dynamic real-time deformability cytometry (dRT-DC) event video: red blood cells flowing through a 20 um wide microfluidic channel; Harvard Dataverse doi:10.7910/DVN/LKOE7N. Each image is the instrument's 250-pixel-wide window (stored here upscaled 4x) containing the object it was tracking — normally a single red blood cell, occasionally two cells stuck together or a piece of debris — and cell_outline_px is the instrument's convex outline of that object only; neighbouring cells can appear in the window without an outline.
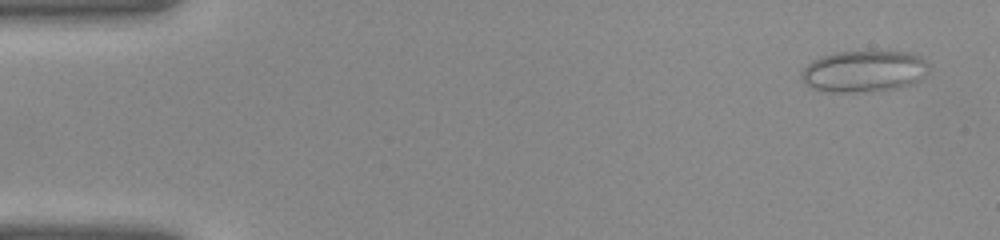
{"species": "common noctule bat (a hibernating species)", "species_latin": "Nyctalus noctula", "temperature_condition": "warm", "stored_images_in_passage": 40, "camera_frame_rate_fps": 3000, "um_per_image_px": 0.085, "animal": {"sex": "female", "body_mass_g": 22.0, "forearm_length_mm": 56.7}, "frame": {"image": 1, "passage_image": 2, "time_ms": 0.333, "image_size_px": [1000, 240], "cell_outline_px": [[928, 72], [924, 76], [912, 84], [896, 88], [864, 92], [828, 92], [812, 88], [804, 84], [804, 68], [812, 60], [820, 56], [836, 52], [912, 52], [924, 56], [928, 64]], "centroid_in_image_um": [73.48, 6.05], "position_along_channel_um": 11.5, "area_um2": 30.87}}
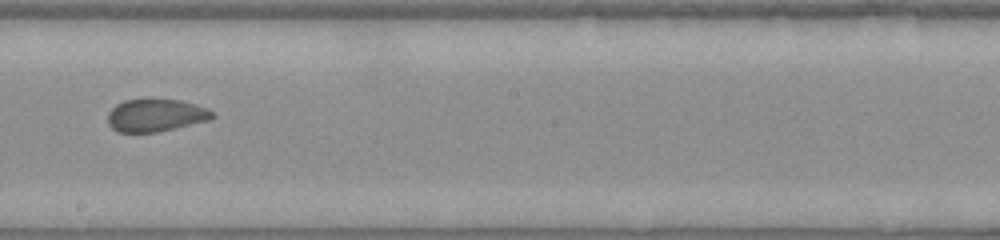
{"frame": {"image": 2, "passage_image": 23, "time_ms": 7.333, "image_size_px": [1000, 240], "cell_outline_px": [[216, 116], [208, 120], [156, 132], [120, 132], [112, 128], [108, 124], [108, 112], [116, 104], [124, 100], [180, 100], [208, 108], [216, 112]], "centroid_in_image_um": [13.25, 9.8], "position_along_channel_um": 235.0, "area_um2": 19.65}}
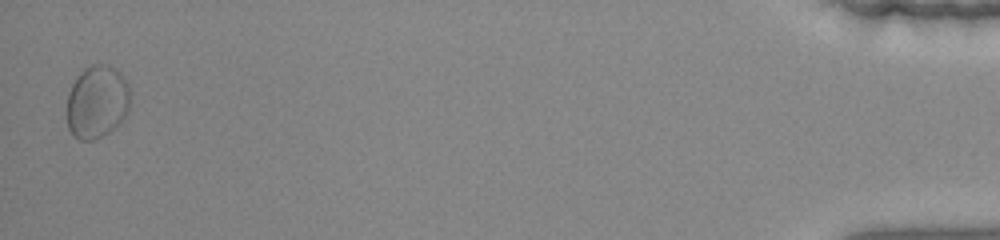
{"frame": {"image": 3, "passage_image": 40, "time_ms": 13.0, "image_size_px": [1000, 240], "cell_outline_px": [[128, 108], [124, 120], [120, 124], [108, 132], [92, 140], [80, 140], [72, 136], [68, 128], [68, 92], [76, 76], [84, 68], [92, 64], [104, 64], [116, 68], [124, 76], [128, 84]], "centroid_in_image_um": [8.24, 8.65], "position_along_channel_um": 427.0, "area_um2": 26.99}}